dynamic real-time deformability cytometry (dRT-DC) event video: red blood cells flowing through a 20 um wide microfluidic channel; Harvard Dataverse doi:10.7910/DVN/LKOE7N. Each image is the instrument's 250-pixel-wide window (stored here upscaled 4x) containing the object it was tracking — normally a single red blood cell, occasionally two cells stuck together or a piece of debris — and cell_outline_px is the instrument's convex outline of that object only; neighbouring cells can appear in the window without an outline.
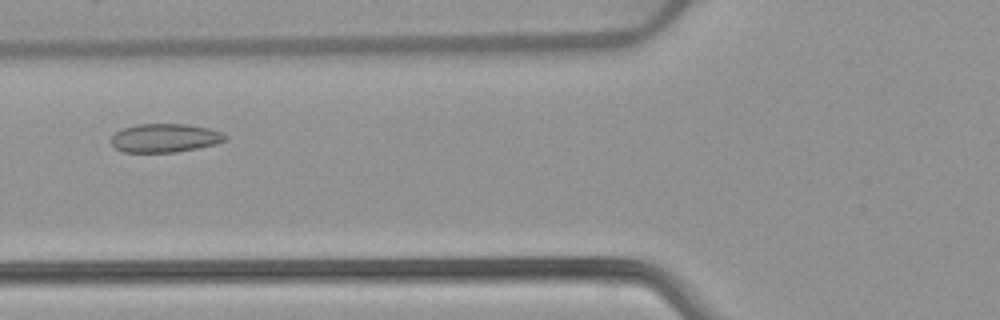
{"species": "common noctule bat (a hibernating species)", "species_latin": "Nyctalus noctula", "temperature_condition": "warm", "stored_images_in_passage": 46, "camera_frame_rate_fps": 3000, "um_per_image_px": 0.085, "animal": {"sex": "female", "body_mass_g": 22.7, "forearm_length_mm": 54.2}, "frame": {"image": 1, "passage_image": 15, "time_ms": 4.667, "image_size_px": [1000, 320], "cell_outline_px": [[228, 140], [216, 144], [176, 152], [124, 152], [116, 148], [112, 144], [112, 136], [116, 132], [124, 128], [136, 124], [188, 124], [208, 128], [220, 132], [228, 136]], "centroid_in_image_um": [14.05, 11.72], "position_along_channel_um": 111.8, "area_um2": 18.96}}
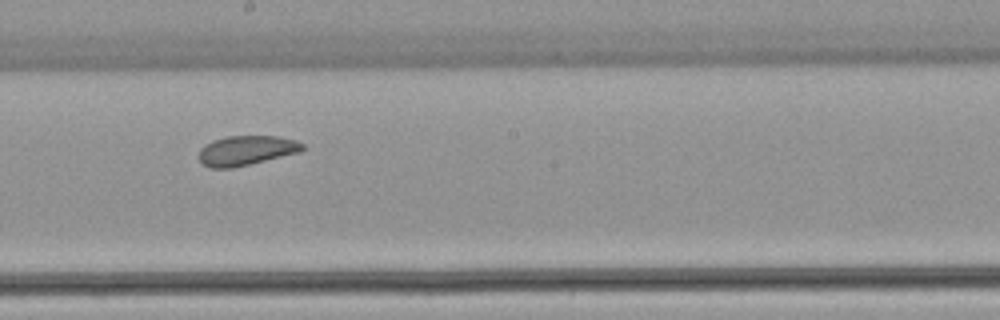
{"frame": {"image": 2, "passage_image": 24, "time_ms": 7.667, "image_size_px": [1000, 320], "cell_outline_px": [[304, 148], [300, 152], [232, 168], [212, 168], [200, 164], [196, 156], [200, 148], [204, 144], [212, 140], [228, 136], [280, 136], [296, 140], [304, 144]], "centroid_in_image_um": [20.87, 12.79], "position_along_channel_um": 227.3, "area_um2": 18.21}}
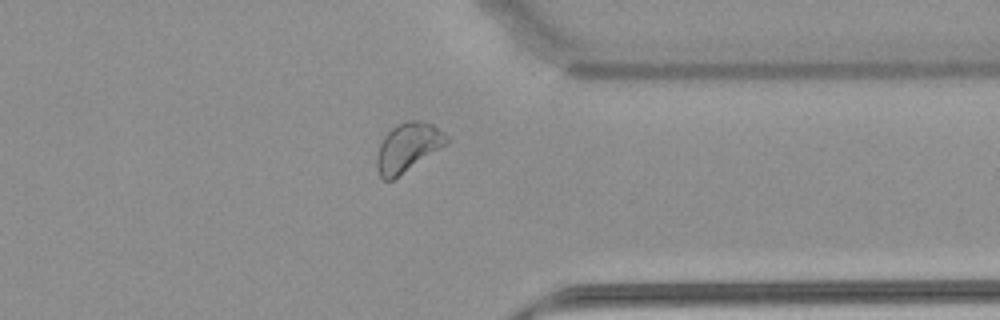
{"frame": {"image": 3, "passage_image": 36, "time_ms": 11.667, "image_size_px": [1000, 320], "cell_outline_px": [[448, 144], [392, 180], [384, 180], [380, 176], [376, 168], [376, 156], [380, 144], [384, 136], [396, 124], [408, 120], [420, 120], [432, 124], [444, 132], [448, 136]], "centroid_in_image_um": [34.67, 12.51], "position_along_channel_um": 376.7, "area_um2": 19.88}, "authors_computed_cell_mechanics": {"area_um2": 19.5942, "velocity_mm_per_s": 3.8506, "shape_relaxation_time_tau1_ms": null, "shape_relaxation_time_tau2_ms": 2.4219, "deformation_change_tau1": null, "deformation_change_tau2": 0.0677}}